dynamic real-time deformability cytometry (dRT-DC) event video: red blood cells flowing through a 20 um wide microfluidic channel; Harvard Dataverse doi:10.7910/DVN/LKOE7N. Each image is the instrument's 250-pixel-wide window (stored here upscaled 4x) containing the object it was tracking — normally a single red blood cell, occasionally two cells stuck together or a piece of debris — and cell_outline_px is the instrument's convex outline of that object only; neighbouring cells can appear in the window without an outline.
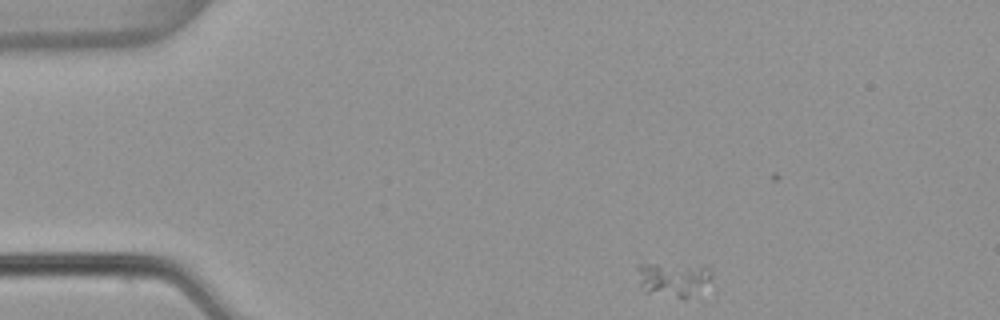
{"species": "common noctule bat (a hibernating species)", "species_latin": "Nyctalus noctula", "temperature_condition": "warm", "stored_images_in_passage": 48, "camera_frame_rate_fps": 3000, "um_per_image_px": 0.085, "animal": {"sex": "female", "body_mass_g": 22.7, "forearm_length_mm": 54.2}, "frame": {"image": 1, "passage_image": 1, "time_ms": 0.0, "image_size_px": [1000, 320], "cell_outline_px": [[712, 276], [708, 280], [684, 300], [644, 292], [640, 288], [636, 264], [708, 264], [712, 268]], "centroid_in_image_um": [57.2, 23.7], "position_along_channel_um": 27.8, "area_um2": 15.2}}
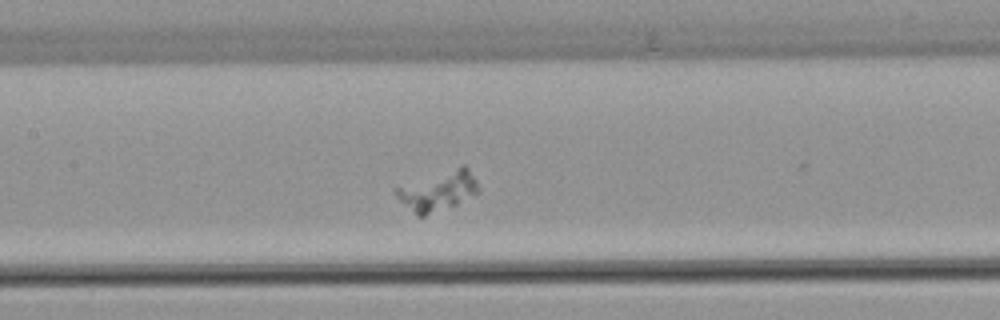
{"frame": {"image": 2, "passage_image": 18, "time_ms": 5.667, "image_size_px": [1000, 320], "cell_outline_px": [[480, 192], [456, 204], [424, 216], [416, 216], [392, 192], [392, 188], [460, 164], [464, 164], [468, 168], [476, 180], [480, 188]], "centroid_in_image_um": [37.22, 16.19], "position_along_channel_um": 170.2, "area_um2": 19.36}}
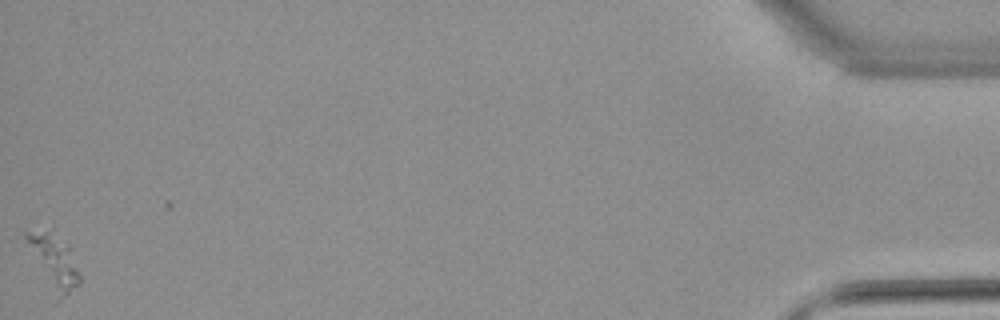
{"frame": {"image": 3, "passage_image": 47, "time_ms": 15.333, "image_size_px": [1000, 320], "cell_outline_px": [[80, 284], [60, 300], [52, 304], [24, 236], [24, 232], [48, 232], [68, 244], [80, 276]], "centroid_in_image_um": [4.56, 22.44], "position_along_channel_um": 430.6, "area_um2": 17.11}}